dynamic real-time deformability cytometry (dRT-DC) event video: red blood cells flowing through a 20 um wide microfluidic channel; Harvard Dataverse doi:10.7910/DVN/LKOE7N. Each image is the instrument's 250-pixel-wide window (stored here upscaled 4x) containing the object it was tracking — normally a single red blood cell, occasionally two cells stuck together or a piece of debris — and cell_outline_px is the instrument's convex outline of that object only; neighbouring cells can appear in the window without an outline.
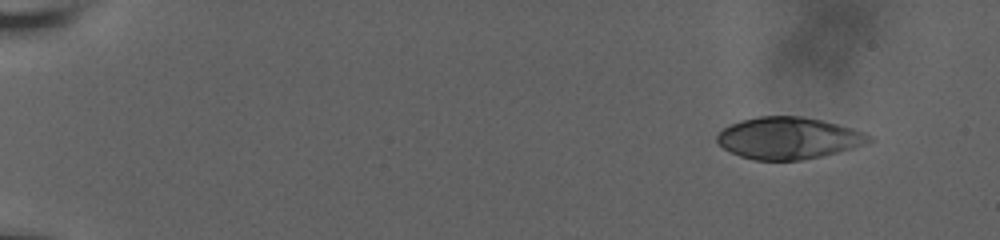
{"species": "human", "species_latin": "Homo sapiens", "temperature_condition": "room temperature", "stored_images_in_passage": 36, "camera_frame_rate_fps": 3000, "um_per_image_px": 0.085, "donor": {"sex": "male"}, "frame": {"image": 1, "passage_image": 1, "time_ms": 0.0, "image_size_px": [1000, 240], "cell_outline_px": [[876, 140], [852, 148], [820, 156], [800, 160], [752, 160], [740, 156], [724, 148], [716, 140], [716, 136], [724, 128], [740, 120], [760, 116], [800, 116], [820, 120], [852, 128], [864, 132], [872, 136]], "centroid_in_image_um": [67.03, 11.74], "position_along_channel_um": 18.0, "area_um2": 36.76}}
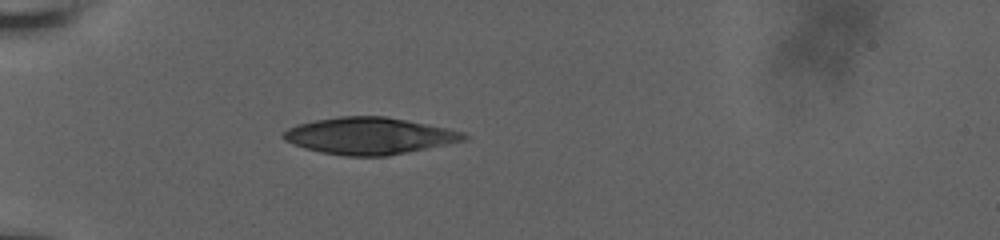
{"frame": {"image": 2, "passage_image": 24, "time_ms": 4.667, "image_size_px": [1000, 240], "cell_outline_px": [[468, 140], [388, 156], [344, 156], [320, 152], [304, 148], [292, 144], [284, 140], [280, 136], [288, 128], [300, 124], [316, 120], [340, 116], [384, 116], [464, 132], [468, 136]], "centroid_in_image_um": [31.37, 11.56], "position_along_channel_um": 53.6, "area_um2": 38.49}}
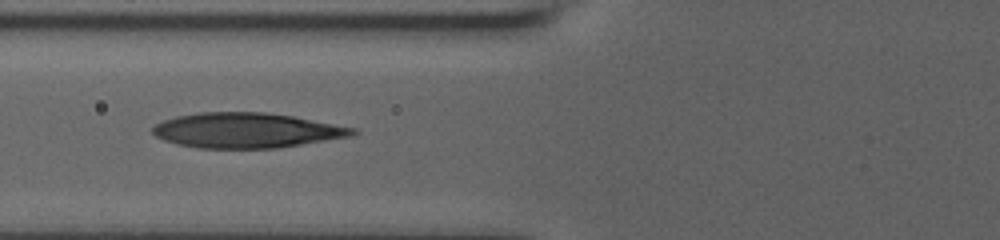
{"frame": {"image": 3, "passage_image": 35, "time_ms": 6.667, "image_size_px": [1000, 240], "cell_outline_px": [[360, 132], [352, 136], [276, 148], [196, 148], [176, 144], [164, 140], [156, 136], [152, 132], [152, 128], [156, 124], [164, 120], [176, 116], [200, 112], [264, 112], [292, 116], [356, 128]], "centroid_in_image_um": [20.94, 11.08], "position_along_channel_um": 104.9, "area_um2": 40.81}}